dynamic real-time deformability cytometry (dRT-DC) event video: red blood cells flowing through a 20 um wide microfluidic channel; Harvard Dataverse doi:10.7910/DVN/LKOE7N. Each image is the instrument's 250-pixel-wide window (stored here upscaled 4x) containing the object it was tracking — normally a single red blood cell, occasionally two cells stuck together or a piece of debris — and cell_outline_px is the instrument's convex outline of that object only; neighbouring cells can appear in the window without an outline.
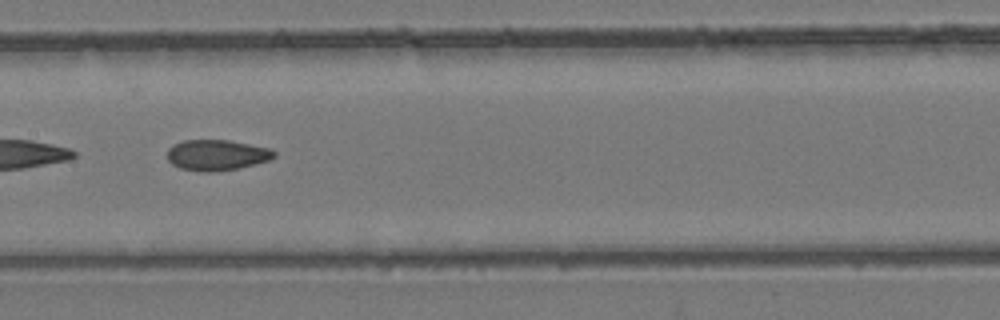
{"species": "common noctule bat (a hibernating species)", "species_latin": "Nyctalus noctula", "temperature_condition": "room temperature", "stored_images_in_passage": 38, "camera_frame_rate_fps": 3000, "um_per_image_px": 0.085, "animal": {"sex": "female", "body_mass_g": 24.6, "forearm_length_mm": 56.2}, "frame": {"image": 1, "passage_image": 17, "time_ms": 5.333, "image_size_px": [1000, 320], "cell_outline_px": [[276, 156], [268, 160], [240, 168], [212, 172], [200, 172], [180, 168], [172, 164], [168, 160], [168, 148], [172, 144], [184, 140], [228, 140], [272, 148], [276, 152]], "centroid_in_image_um": [18.42, 13.18], "position_along_channel_um": 189.0, "area_um2": 19.31}}
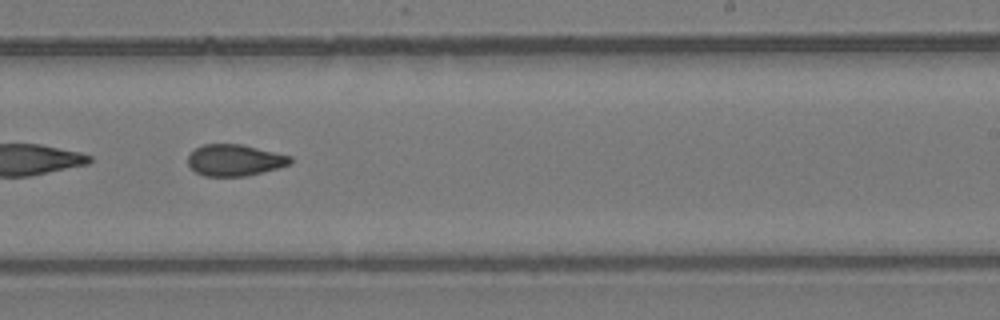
{"frame": {"image": 2, "passage_image": 22, "time_ms": 7.0, "image_size_px": [1000, 320], "cell_outline_px": [[292, 164], [244, 176], [204, 176], [196, 172], [188, 164], [188, 156], [196, 148], [204, 144], [240, 144], [292, 156]], "centroid_in_image_um": [19.95, 13.61], "position_along_channel_um": 269.1, "area_um2": 18.55}}